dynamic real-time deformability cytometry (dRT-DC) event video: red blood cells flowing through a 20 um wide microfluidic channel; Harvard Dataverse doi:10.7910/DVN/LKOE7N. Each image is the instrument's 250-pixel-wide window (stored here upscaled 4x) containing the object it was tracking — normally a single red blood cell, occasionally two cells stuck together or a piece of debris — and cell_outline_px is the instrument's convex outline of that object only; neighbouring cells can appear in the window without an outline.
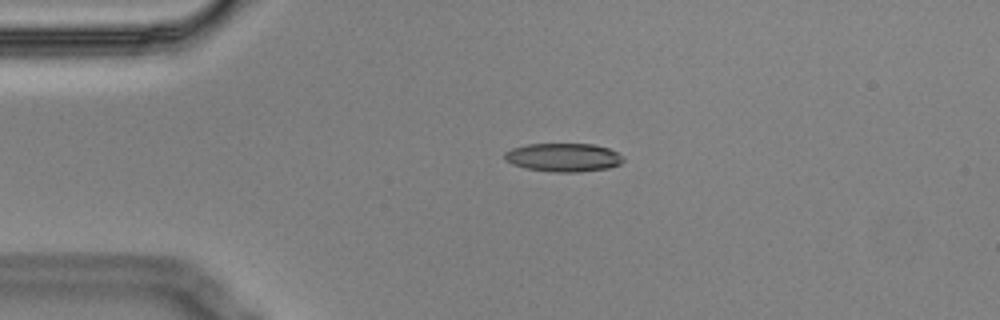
{"species": "Egyptian fruit bat (a non-hibernating species)", "species_latin": "Rousettus aegyptiacus", "temperature_condition": "cold", "stored_images_in_passage": 3, "camera_frame_rate_fps": 3000, "um_per_image_px": 0.085, "animal": {"sex": "male"}, "frame": {"image": 1, "passage_image": 2, "time_ms": 0.333, "image_size_px": [1000, 320], "cell_outline_px": [[624, 160], [620, 164], [608, 168], [576, 172], [552, 172], [524, 168], [512, 164], [504, 160], [504, 152], [512, 148], [528, 144], [592, 144], [608, 148], [624, 156]], "centroid_in_image_um": [47.87, 13.38], "position_along_channel_um": 37.1, "area_um2": 19.77}}